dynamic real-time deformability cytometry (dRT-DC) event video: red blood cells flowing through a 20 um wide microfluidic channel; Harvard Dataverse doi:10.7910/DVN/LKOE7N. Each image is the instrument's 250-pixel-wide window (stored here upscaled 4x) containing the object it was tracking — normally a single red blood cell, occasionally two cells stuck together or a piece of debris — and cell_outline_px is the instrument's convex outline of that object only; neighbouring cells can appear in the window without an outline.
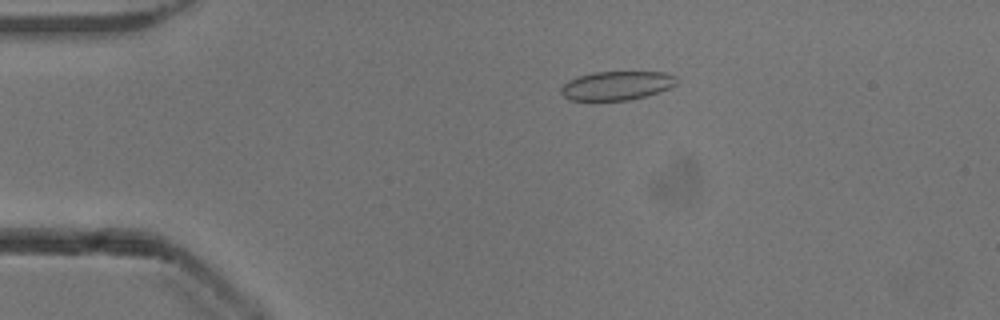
{"species": "common noctule bat (a hibernating species)", "species_latin": "Nyctalus noctula", "temperature_condition": "cold", "stored_images_in_passage": 53, "camera_frame_rate_fps": 3000, "um_per_image_px": 0.085, "animal": {"sex": "male", "body_mass_g": 13.3}, "frame": {"image": 1, "passage_image": 11, "time_ms": 3.333, "image_size_px": [1000, 320], "cell_outline_px": [[680, 80], [672, 88], [660, 92], [628, 100], [568, 100], [560, 92], [560, 88], [568, 80], [592, 72], [664, 72], [676, 76]], "centroid_in_image_um": [52.46, 7.27], "position_along_channel_um": 32.5, "area_um2": 19.59}}
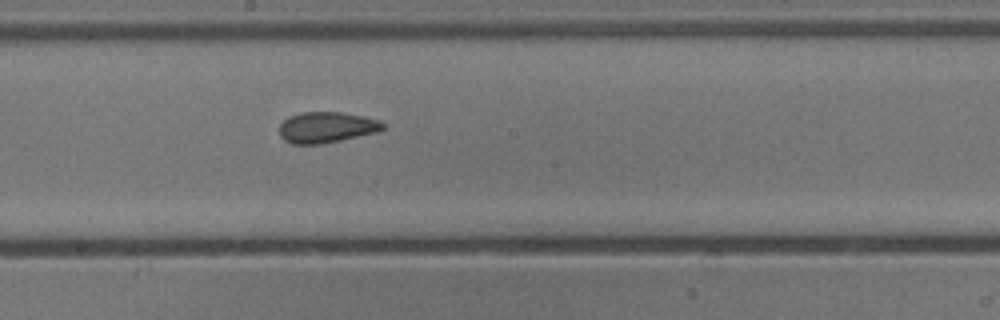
{"frame": {"image": 2, "passage_image": 29, "time_ms": 9.333, "image_size_px": [1000, 320], "cell_outline_px": [[384, 128], [376, 132], [340, 140], [320, 144], [292, 144], [284, 140], [280, 136], [280, 124], [288, 116], [300, 112], [340, 112], [364, 116], [380, 120], [384, 124]], "centroid_in_image_um": [27.73, 10.81], "position_along_channel_um": 220.5, "area_um2": 18.61}}
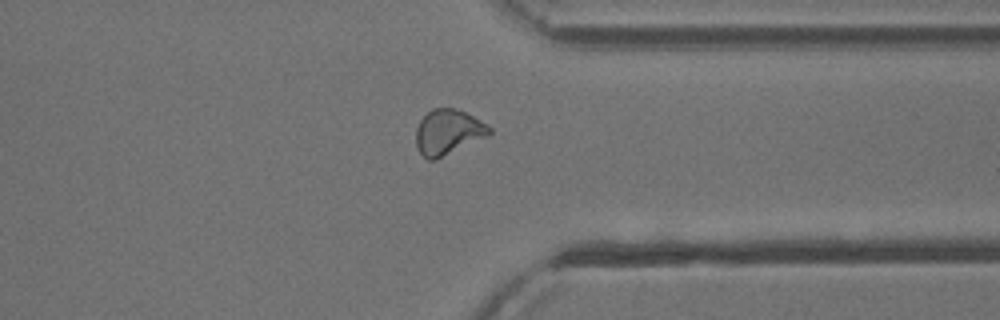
{"frame": {"image": 3, "passage_image": 41, "time_ms": 13.333, "image_size_px": [1000, 320], "cell_outline_px": [[492, 132], [488, 136], [436, 160], [428, 160], [416, 148], [416, 128], [420, 120], [432, 108], [456, 108], [488, 124], [492, 128]], "centroid_in_image_um": [38.09, 11.23], "position_along_channel_um": 373.3, "area_um2": 19.42}, "authors_computed_cell_mechanics": {"area_um2": 19.363, "velocity_mm_per_s": 3.8931, "shape_relaxation_time_tau1_ms": null, "shape_relaxation_time_tau2_ms": 1.9755, "deformation_change_tau1": null, "deformation_change_tau2": 0.0693}}